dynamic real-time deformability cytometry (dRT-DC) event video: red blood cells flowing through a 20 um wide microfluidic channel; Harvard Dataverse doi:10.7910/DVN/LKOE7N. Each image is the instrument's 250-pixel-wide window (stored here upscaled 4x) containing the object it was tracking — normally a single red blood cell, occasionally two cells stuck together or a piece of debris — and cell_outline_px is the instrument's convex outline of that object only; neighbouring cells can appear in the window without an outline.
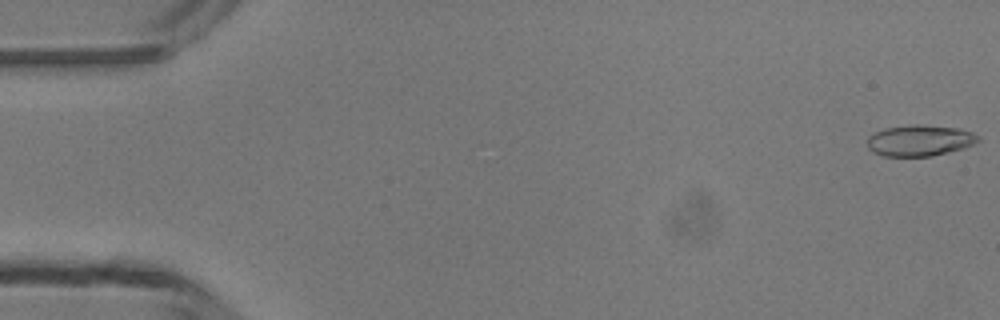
{"species": "common noctule bat (a hibernating species)", "species_latin": "Nyctalus noctula", "temperature_condition": "room temperature", "stored_images_in_passage": 49, "camera_frame_rate_fps": 3000, "um_per_image_px": 0.085, "animal": {"sex": "male", "body_mass_g": 13.3}, "frame": {"image": 1, "passage_image": 1, "time_ms": 0.0, "image_size_px": [1000, 320], "cell_outline_px": [[980, 140], [964, 148], [932, 156], [884, 156], [872, 152], [868, 148], [868, 136], [884, 128], [912, 124], [920, 124], [960, 128], [972, 132], [980, 136]], "centroid_in_image_um": [78.18, 11.93], "position_along_channel_um": 6.8, "area_um2": 20.23}}
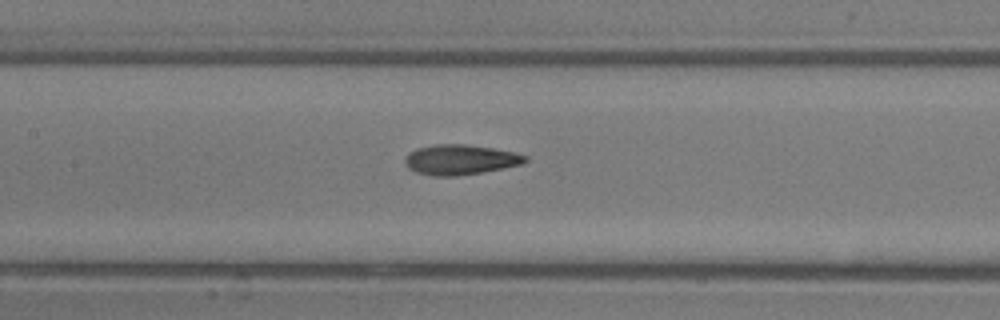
{"frame": {"image": 2, "passage_image": 23, "time_ms": 7.333, "image_size_px": [1000, 320], "cell_outline_px": [[528, 160], [524, 164], [504, 168], [456, 176], [432, 176], [416, 172], [408, 168], [404, 160], [408, 152], [416, 148], [436, 144], [464, 144], [492, 148], [516, 152], [528, 156]], "centroid_in_image_um": [39.13, 13.57], "position_along_channel_um": 168.3, "area_um2": 21.21}}
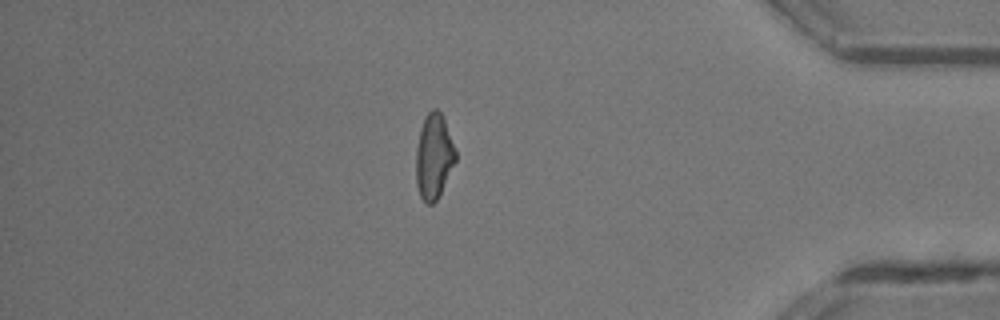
{"frame": {"image": 3, "passage_image": 42, "time_ms": 13.667, "image_size_px": [1000, 320], "cell_outline_px": [[456, 160], [436, 200], [432, 204], [428, 204], [420, 196], [416, 184], [416, 148], [420, 128], [424, 116], [432, 108], [436, 108], [440, 112], [444, 120], [456, 152]], "centroid_in_image_um": [36.85, 13.27], "position_along_channel_um": 398.4, "area_um2": 19.36}, "authors_computed_cell_mechanics": {"area_um2": 20.1722, "velocity_mm_per_s": 4.2305, "shape_relaxation_time_tau1_ms": 3.5858, "shape_relaxation_time_tau2_ms": 2.0825, "deformation_change_tau1": 0.1328, "deformation_change_tau2": 0.0964}}